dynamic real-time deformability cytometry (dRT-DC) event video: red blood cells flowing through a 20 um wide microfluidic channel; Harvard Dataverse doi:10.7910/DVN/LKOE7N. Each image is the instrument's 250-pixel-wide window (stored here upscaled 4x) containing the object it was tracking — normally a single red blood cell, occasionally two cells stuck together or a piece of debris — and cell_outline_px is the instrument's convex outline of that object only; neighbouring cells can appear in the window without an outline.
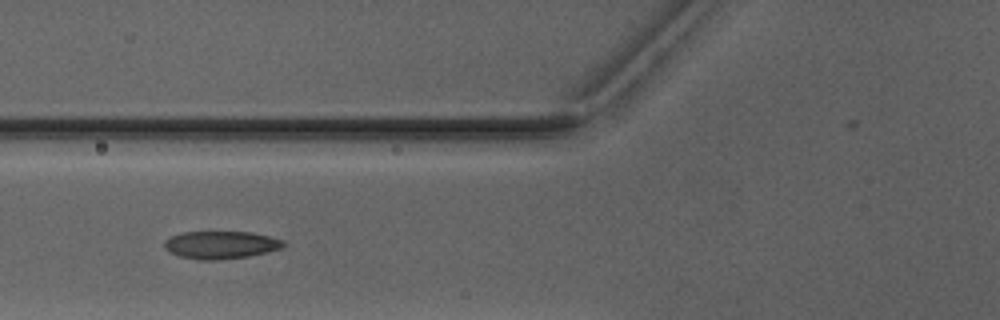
{"species": "Egyptian fruit bat (a non-hibernating species)", "species_latin": "Rousettus aegyptiacus", "temperature_condition": "warm", "stored_images_in_passage": 6, "camera_frame_rate_fps": 3000, "um_per_image_px": 0.085, "animal": {"sex": "male"}, "frame": {"image": 1, "passage_image": 5, "time_ms": 5.333, "image_size_px": [1000, 320], "cell_outline_px": [[288, 244], [280, 248], [268, 252], [248, 256], [220, 260], [200, 260], [180, 256], [168, 252], [164, 248], [164, 240], [168, 236], [184, 232], [252, 232], [284, 240]], "centroid_in_image_um": [18.75, 20.81], "position_along_channel_um": 107.1, "area_um2": 19.42}}